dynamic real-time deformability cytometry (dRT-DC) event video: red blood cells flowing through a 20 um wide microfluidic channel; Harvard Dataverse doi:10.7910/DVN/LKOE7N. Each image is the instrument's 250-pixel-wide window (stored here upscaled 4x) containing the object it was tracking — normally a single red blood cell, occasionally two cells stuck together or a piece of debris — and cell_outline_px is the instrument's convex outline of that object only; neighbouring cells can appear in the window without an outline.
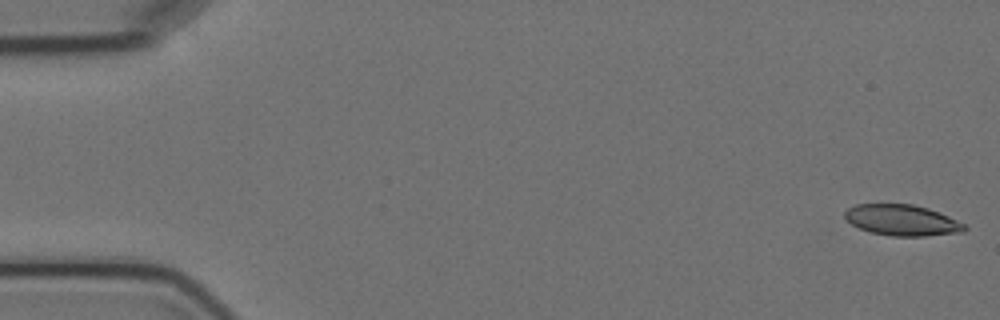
{"species": "Egyptian fruit bat (a non-hibernating species)", "species_latin": "Rousettus aegyptiacus", "temperature_condition": "cold", "stored_images_in_passage": 5, "camera_frame_rate_fps": 3000, "um_per_image_px": 0.085, "animal": {"sex": "female"}, "frame": {"image": 1, "passage_image": 1, "time_ms": 0.0, "image_size_px": [1000, 320], "cell_outline_px": [[968, 228], [964, 232], [924, 236], [892, 236], [872, 232], [860, 228], [852, 224], [844, 216], [844, 212], [848, 208], [856, 204], [912, 204], [928, 208], [948, 216], [964, 224]], "centroid_in_image_um": [76.68, 18.71], "position_along_channel_um": 8.3, "area_um2": 21.44}}
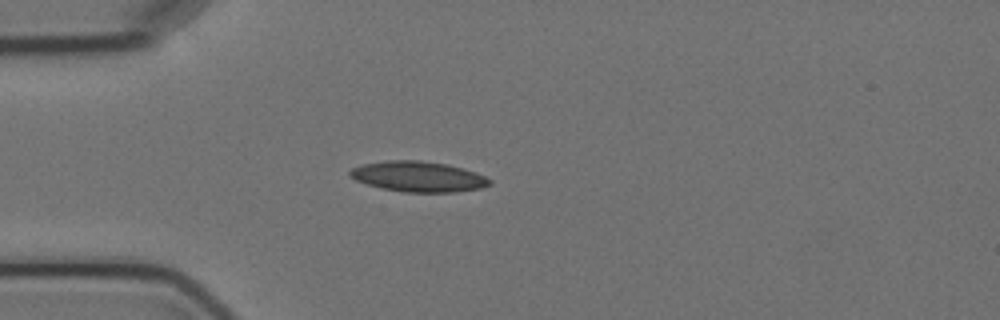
{"frame": {"image": 2, "passage_image": 5, "time_ms": 4.667, "image_size_px": [1000, 320], "cell_outline_px": [[492, 184], [480, 188], [456, 192], [404, 192], [380, 188], [356, 180], [348, 176], [348, 172], [352, 168], [360, 164], [388, 160], [420, 160], [448, 164], [476, 172], [492, 180]], "centroid_in_image_um": [35.54, 15.0], "position_along_channel_um": 49.5, "area_um2": 24.97}}